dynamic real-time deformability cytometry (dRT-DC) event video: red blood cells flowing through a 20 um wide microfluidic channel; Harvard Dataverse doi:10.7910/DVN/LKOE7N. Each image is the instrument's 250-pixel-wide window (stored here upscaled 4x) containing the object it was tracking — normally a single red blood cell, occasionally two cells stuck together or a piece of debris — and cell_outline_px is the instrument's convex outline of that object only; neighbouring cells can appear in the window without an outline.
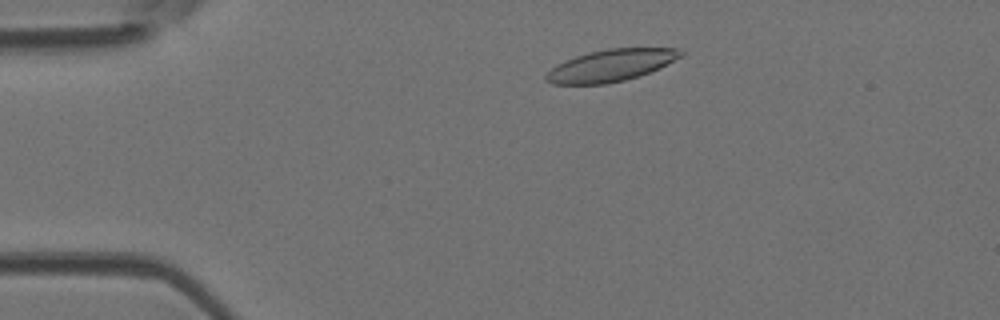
{"species": "Egyptian fruit bat (a non-hibernating species)", "species_latin": "Rousettus aegyptiacus", "temperature_condition": "room temperature", "stored_images_in_passage": 44, "camera_frame_rate_fps": 3000, "um_per_image_px": 0.085, "animal": {"sex": "female"}, "frame": {"image": 1, "passage_image": 6, "time_ms": 1.667, "image_size_px": [1000, 320], "cell_outline_px": [[684, 56], [660, 68], [640, 76], [624, 80], [604, 84], [552, 84], [544, 80], [544, 76], [556, 64], [576, 56], [588, 52], [608, 48], [680, 48], [684, 52]], "centroid_in_image_um": [51.96, 5.55], "position_along_channel_um": 33.0, "area_um2": 25.26}}
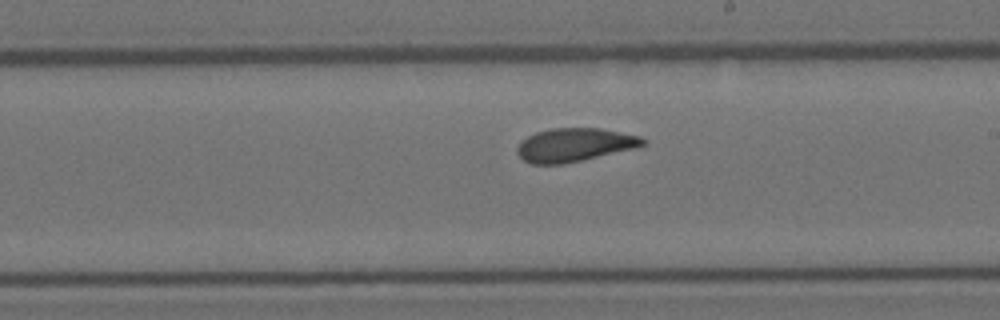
{"frame": {"image": 2, "passage_image": 24, "time_ms": 7.667, "image_size_px": [1000, 320], "cell_outline_px": [[648, 140], [644, 144], [636, 148], [564, 164], [532, 164], [524, 160], [516, 152], [516, 148], [528, 136], [536, 132], [552, 128], [600, 128], [640, 136]], "centroid_in_image_um": [48.85, 12.31], "position_along_channel_um": 240.1, "area_um2": 24.39}}
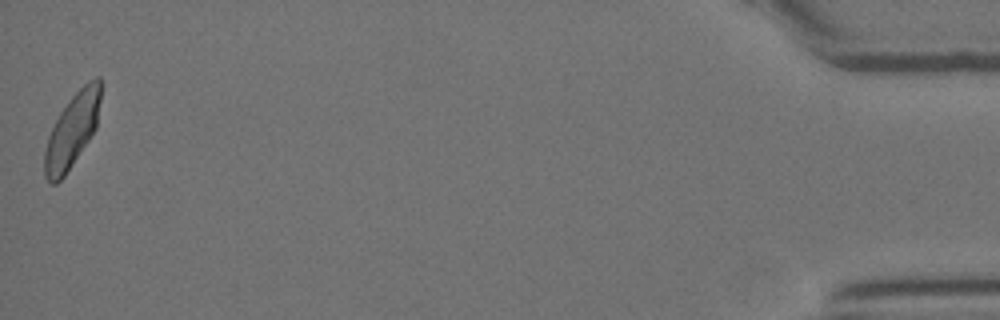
{"frame": {"image": 3, "passage_image": 44, "time_ms": 14.333, "image_size_px": [1000, 320], "cell_outline_px": [[100, 100], [96, 128], [64, 176], [56, 184], [52, 184], [44, 176], [44, 152], [48, 136], [60, 112], [68, 100], [88, 80], [96, 76], [100, 76]], "centroid_in_image_um": [6.12, 11.08], "position_along_channel_um": 429.1, "area_um2": 23.81}, "authors_computed_cell_mechanics": {"area_um2": 24.565, "velocity_mm_per_s": 4.2386, "shape_relaxation_time_tau1_ms": 7.0565, "shape_relaxation_time_tau2_ms": 1.5126, "deformation_change_tau1": 0.1818, "deformation_change_tau2": 0.0677}}